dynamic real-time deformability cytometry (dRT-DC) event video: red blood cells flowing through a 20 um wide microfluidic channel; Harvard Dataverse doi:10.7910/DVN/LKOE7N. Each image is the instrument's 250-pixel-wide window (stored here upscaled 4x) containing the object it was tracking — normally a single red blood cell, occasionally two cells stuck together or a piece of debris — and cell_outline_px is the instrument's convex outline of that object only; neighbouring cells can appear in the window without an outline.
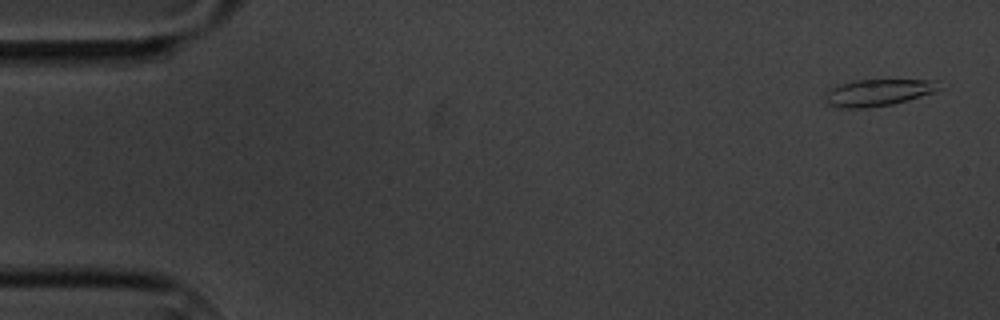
{"species": "common noctule bat (a hibernating species)", "species_latin": "Nyctalus noctula", "temperature_condition": "cold", "stored_images_in_passage": 6, "camera_frame_rate_fps": 3000, "um_per_image_px": 0.085, "animal": {"sex": "male", "body_mass_g": 20.1, "forearm_length_mm": 53.5}, "frame": {"image": 1, "passage_image": 1, "time_ms": 0.0, "image_size_px": [1000, 320], "cell_outline_px": [[940, 88], [936, 92], [908, 100], [892, 104], [868, 108], [840, 108], [828, 104], [824, 100], [824, 92], [828, 88], [852, 80], [936, 80]], "centroid_in_image_um": [74.57, 7.87], "position_along_channel_um": 10.4, "area_um2": 18.03}}